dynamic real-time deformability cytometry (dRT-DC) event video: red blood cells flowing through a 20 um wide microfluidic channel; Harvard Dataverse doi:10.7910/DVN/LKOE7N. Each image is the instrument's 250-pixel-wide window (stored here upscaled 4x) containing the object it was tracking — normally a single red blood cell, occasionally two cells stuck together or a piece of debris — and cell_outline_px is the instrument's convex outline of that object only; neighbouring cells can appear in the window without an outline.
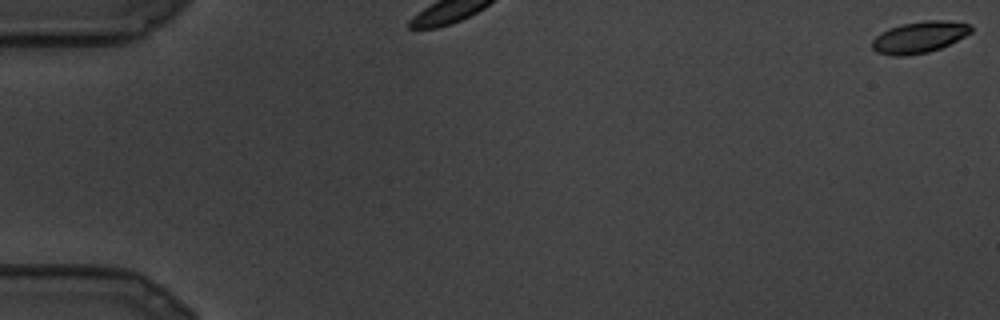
{"species": "common noctule bat (a hibernating species)", "species_latin": "Nyctalus noctula", "temperature_condition": "cold", "stored_images_in_passage": 18, "camera_frame_rate_fps": 3000, "um_per_image_px": 0.085, "animal": {"sex": "male", "body_mass_g": 19.5, "forearm_length_mm": 54.6}, "frame": {"image": 1, "passage_image": 1, "time_ms": 0.0, "image_size_px": [1000, 320], "cell_outline_px": [[972, 32], [940, 48], [928, 52], [904, 56], [892, 56], [876, 52], [872, 48], [872, 40], [880, 32], [888, 28], [904, 24], [924, 20], [944, 20], [972, 24]], "centroid_in_image_um": [78.12, 3.15], "position_along_channel_um": 6.9, "area_um2": 18.15}}
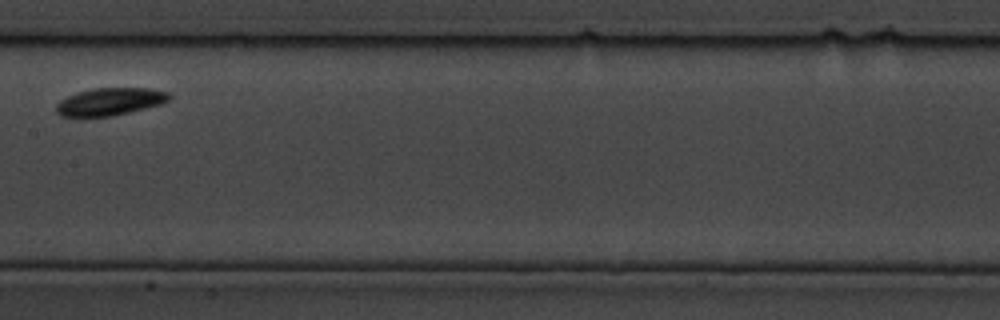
{"frame": {"image": 2, "passage_image": 9, "time_ms": 2.667, "image_size_px": [1000, 320], "cell_outline_px": [[172, 96], [168, 100], [160, 104], [112, 116], [60, 116], [56, 112], [56, 104], [60, 100], [76, 92], [92, 88], [152, 88], [168, 92]], "centroid_in_image_um": [9.33, 8.62], "position_along_channel_um": 198.1, "area_um2": 18.03}}
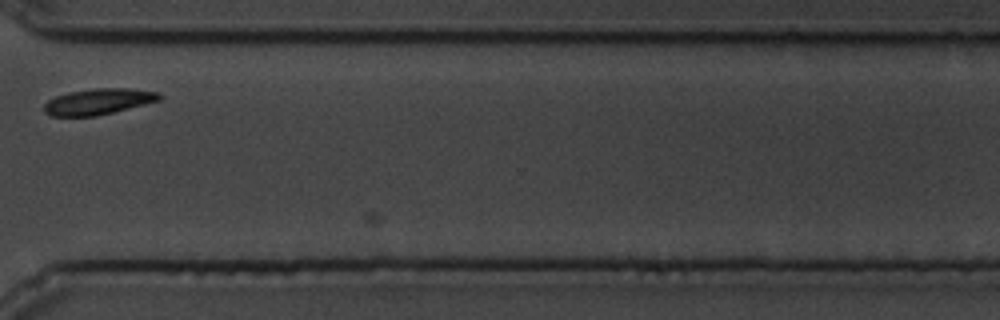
{"frame": {"image": 3, "passage_image": 16, "time_ms": 5.0, "image_size_px": [1000, 320], "cell_outline_px": [[164, 96], [160, 100], [96, 116], [52, 116], [44, 112], [44, 104], [48, 100], [56, 96], [68, 92], [92, 88], [128, 88], [160, 92]], "centroid_in_image_um": [8.37, 8.62], "position_along_channel_um": 362.2, "area_um2": 17.46}}